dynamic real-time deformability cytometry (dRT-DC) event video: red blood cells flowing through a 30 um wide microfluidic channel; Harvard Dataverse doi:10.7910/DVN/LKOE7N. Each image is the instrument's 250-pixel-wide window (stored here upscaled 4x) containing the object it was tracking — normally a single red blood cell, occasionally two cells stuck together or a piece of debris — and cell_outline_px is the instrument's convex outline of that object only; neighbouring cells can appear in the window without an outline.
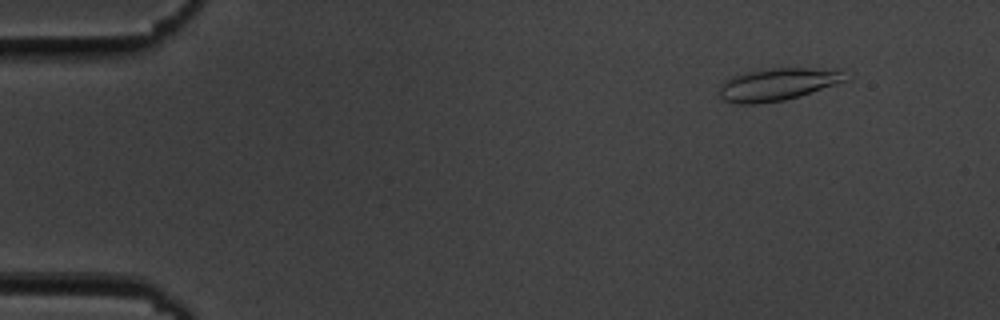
{"species": "common noctule bat (a hibernating species)", "species_latin": "Nyctalus noctula", "temperature_condition": "cold", "stored_images_in_passage": 56, "camera_frame_rate_fps": 3000, "um_per_image_px": 0.085, "animal": {"sex": "male", "body_mass_g": 19.5, "forearm_length_mm": 54.6}, "frame": {"image": 1, "passage_image": 6, "time_ms": 1.667, "image_size_px": [1000, 320], "cell_outline_px": [[852, 76], [848, 80], [800, 96], [784, 100], [756, 104], [736, 104], [724, 100], [720, 96], [720, 84], [732, 76], [764, 68], [808, 68], [840, 72]], "centroid_in_image_um": [66.06, 7.18], "position_along_channel_um": 18.9, "area_um2": 23.64}}
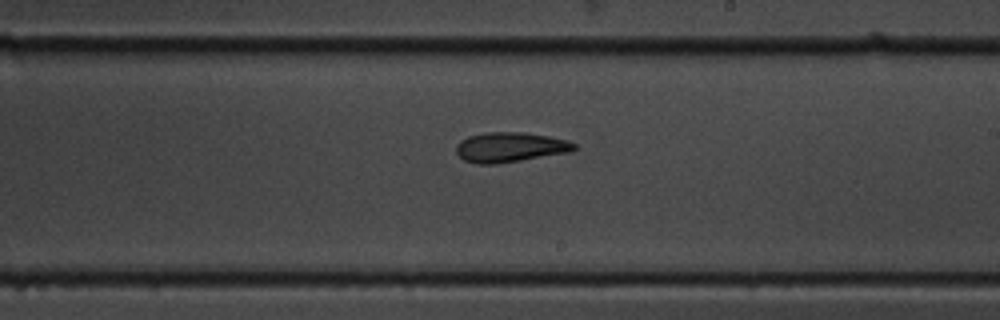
{"frame": {"image": 2, "passage_image": 33, "time_ms": 10.667, "image_size_px": [1000, 320], "cell_outline_px": [[576, 148], [572, 152], [496, 164], [476, 164], [464, 160], [456, 152], [456, 144], [460, 140], [468, 136], [484, 132], [524, 132], [548, 136], [568, 140], [576, 144]], "centroid_in_image_um": [43.35, 12.51], "position_along_channel_um": 245.6, "area_um2": 20.75}}
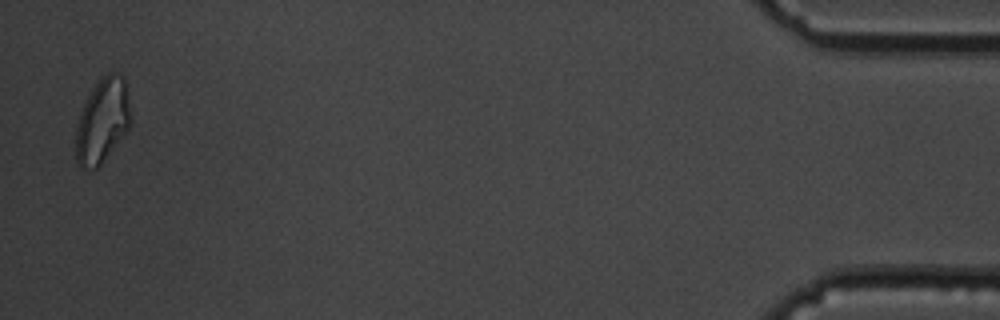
{"frame": {"image": 3, "passage_image": 55, "time_ms": 18.0, "image_size_px": [1000, 320], "cell_outline_px": [[132, 120], [128, 128], [100, 164], [96, 168], [80, 168], [76, 164], [76, 128], [80, 112], [92, 88], [108, 72], [116, 72], [124, 76], [128, 96]], "centroid_in_image_um": [8.7, 10.24], "position_along_channel_um": 426.5, "area_um2": 26.7}, "authors_computed_cell_mechanics": {"area_um2": 21.0103, "velocity_mm_per_s": 3.6036, "shape_relaxation_time_tau1_ms": 5.9582, "shape_relaxation_time_tau2_ms": 9.1404, "deformation_change_tau1": 0.1735, "deformation_change_tau2": 0.204}}